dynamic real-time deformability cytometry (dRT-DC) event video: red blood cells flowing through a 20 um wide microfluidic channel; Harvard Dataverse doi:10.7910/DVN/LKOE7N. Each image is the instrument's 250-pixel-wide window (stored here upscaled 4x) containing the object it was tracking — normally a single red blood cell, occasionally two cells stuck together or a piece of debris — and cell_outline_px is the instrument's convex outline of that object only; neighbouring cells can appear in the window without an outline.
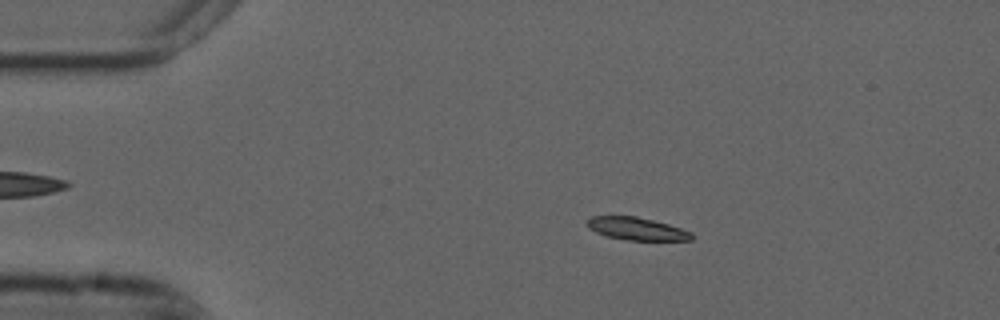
{"species": "common noctule bat (a hibernating species)", "species_latin": "Nyctalus noctula", "temperature_condition": "cold", "stored_images_in_passage": 54, "camera_frame_rate_fps": 3000, "um_per_image_px": 0.085, "animal": {"sex": "male", "forearm_length_mm": 52.5}, "frame": {"image": 1, "passage_image": 10, "time_ms": 3.0, "image_size_px": [1000, 320], "cell_outline_px": [[692, 240], [624, 240], [604, 236], [588, 228], [584, 220], [592, 216], [636, 216], [668, 224], [692, 232]], "centroid_in_image_um": [54.05, 19.44], "position_along_channel_um": 31.0, "area_um2": 13.93}}
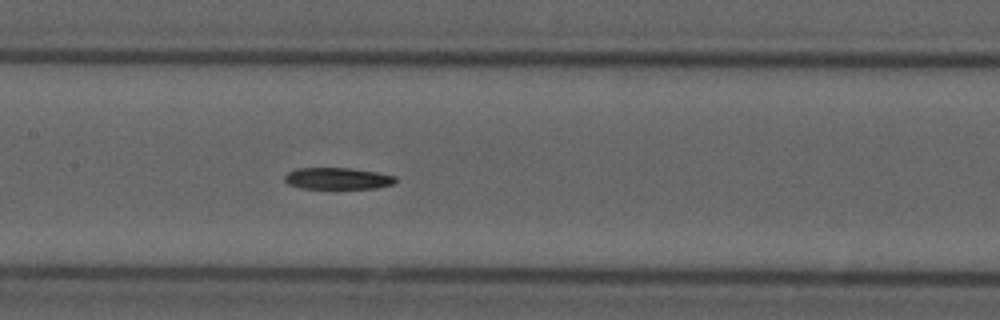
{"frame": {"image": 2, "passage_image": 26, "time_ms": 8.333, "image_size_px": [1000, 320], "cell_outline_px": [[396, 180], [392, 184], [376, 188], [300, 188], [288, 184], [284, 180], [284, 176], [288, 172], [296, 168], [352, 168], [376, 172], [396, 176]], "centroid_in_image_um": [28.67, 15.16], "position_along_channel_um": 178.7, "area_um2": 13.93}}
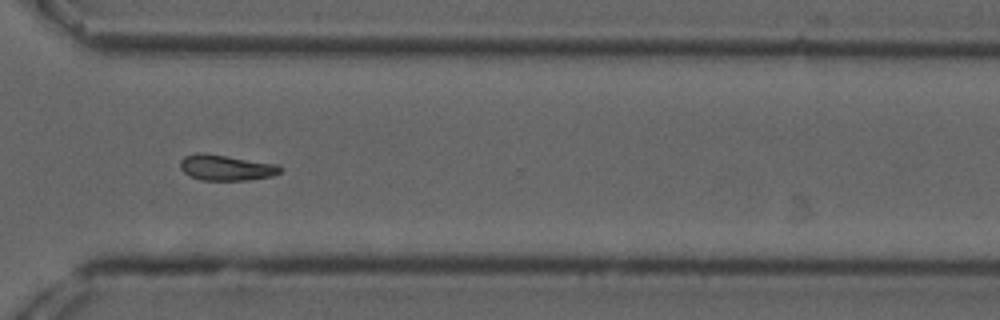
{"frame": {"image": 3, "passage_image": 40, "time_ms": 13.0, "image_size_px": [1000, 320], "cell_outline_px": [[284, 168], [280, 172], [272, 176], [248, 180], [200, 180], [188, 176], [180, 168], [180, 160], [184, 156], [196, 152], [204, 152], [276, 164]], "centroid_in_image_um": [19.18, 14.24], "position_along_channel_um": 351.4, "area_um2": 15.14}, "authors_computed_cell_mechanics": {"area_um2": 14.6812, "velocity_mm_per_s": 3.7144, "shape_relaxation_time_tau1_ms": 7.2714, "shape_relaxation_time_tau2_ms": null, "deformation_change_tau1": 0.1487, "deformation_change_tau2": null}}